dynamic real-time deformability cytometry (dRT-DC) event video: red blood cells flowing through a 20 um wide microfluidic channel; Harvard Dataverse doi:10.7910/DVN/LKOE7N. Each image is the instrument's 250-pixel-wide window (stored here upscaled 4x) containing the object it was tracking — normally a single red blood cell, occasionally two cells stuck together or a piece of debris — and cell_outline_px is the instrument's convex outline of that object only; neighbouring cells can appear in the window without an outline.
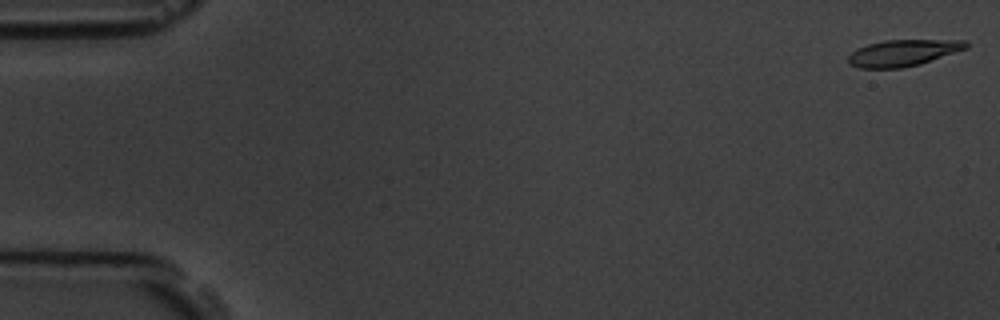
{"species": "common noctule bat (a hibernating species)", "species_latin": "Nyctalus noctula", "temperature_condition": "room temperature", "stored_images_in_passage": 10, "camera_frame_rate_fps": 3000, "um_per_image_px": 0.085, "animal": {"sex": "male", "body_mass_g": 19.5, "forearm_length_mm": 54.6}, "frame": {"image": 1, "passage_image": 1, "time_ms": 0.0, "image_size_px": [1000, 320], "cell_outline_px": [[968, 48], [920, 64], [904, 68], [860, 68], [848, 64], [848, 56], [856, 48], [868, 44], [884, 40], [968, 40]], "centroid_in_image_um": [76.75, 4.49], "position_along_channel_um": 8.3, "area_um2": 18.26}}
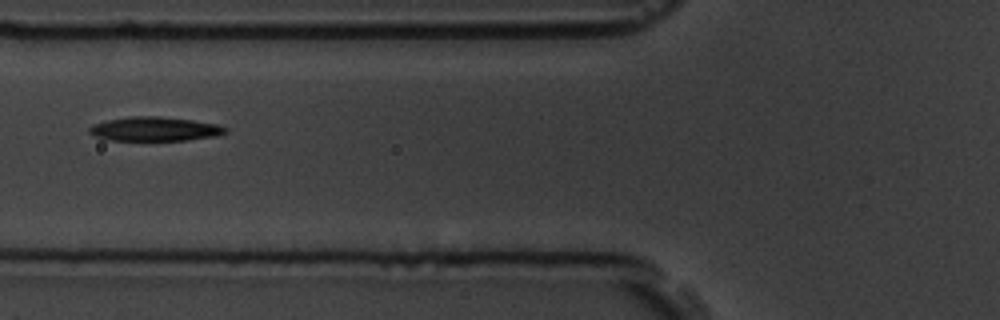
{"frame": {"image": 2, "passage_image": 6, "time_ms": 6.667, "image_size_px": [1000, 320], "cell_outline_px": [[228, 132], [216, 136], [188, 140], [104, 140], [92, 136], [88, 132], [88, 128], [92, 124], [108, 120], [128, 116], [160, 116], [192, 120], [216, 124], [228, 128]], "centroid_in_image_um": [13.11, 10.96], "position_along_channel_um": 112.7, "area_um2": 19.36}}
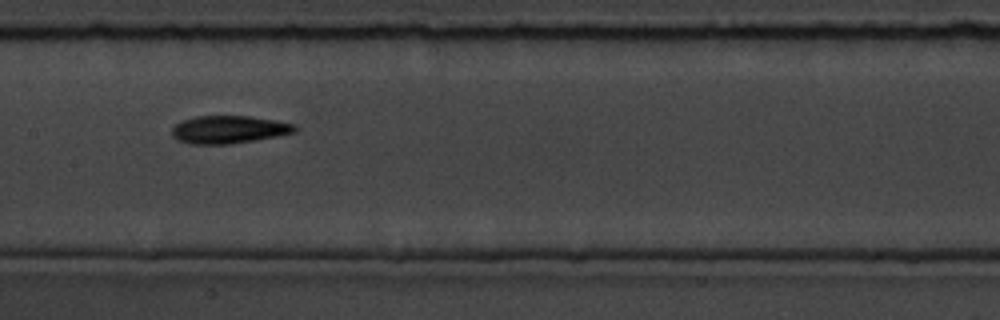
{"frame": {"image": 3, "passage_image": 8, "time_ms": 8.667, "image_size_px": [1000, 320], "cell_outline_px": [[296, 132], [276, 136], [228, 144], [192, 144], [176, 140], [172, 136], [172, 128], [176, 124], [184, 120], [196, 116], [248, 116], [276, 120], [296, 124]], "centroid_in_image_um": [19.44, 11.01], "position_along_channel_um": 188.0, "area_um2": 19.77}}